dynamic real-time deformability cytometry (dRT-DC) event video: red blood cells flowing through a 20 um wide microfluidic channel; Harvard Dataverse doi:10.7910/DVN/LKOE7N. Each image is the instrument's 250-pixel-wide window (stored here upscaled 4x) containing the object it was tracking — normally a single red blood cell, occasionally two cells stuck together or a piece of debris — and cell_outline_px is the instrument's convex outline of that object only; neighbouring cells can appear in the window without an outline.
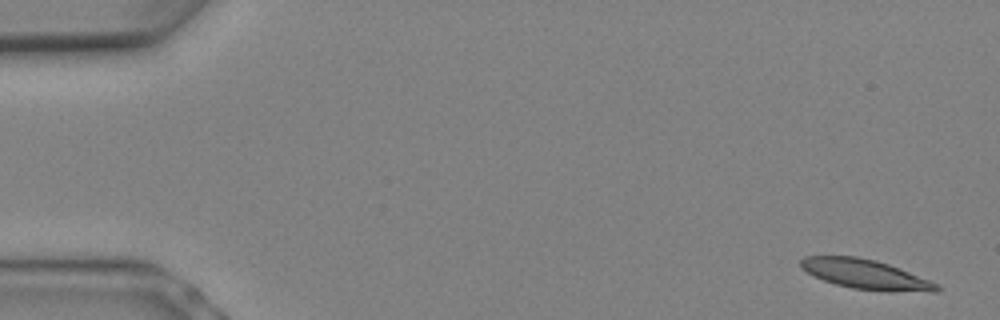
{"species": "Egyptian fruit bat (a non-hibernating species)", "species_latin": "Rousettus aegyptiacus", "temperature_condition": "warm", "stored_images_in_passage": 8, "camera_frame_rate_fps": 3000, "um_per_image_px": 0.085, "animal": {"sex": "female"}, "frame": {"image": 1, "passage_image": 1, "time_ms": 0.0, "image_size_px": [1000, 320], "cell_outline_px": [[940, 288], [936, 292], [932, 292], [852, 288], [836, 284], [824, 280], [800, 268], [800, 260], [804, 256], [856, 256], [876, 260], [888, 264], [940, 284]], "centroid_in_image_um": [73.55, 23.29], "position_along_channel_um": 11.4, "area_um2": 22.89}}
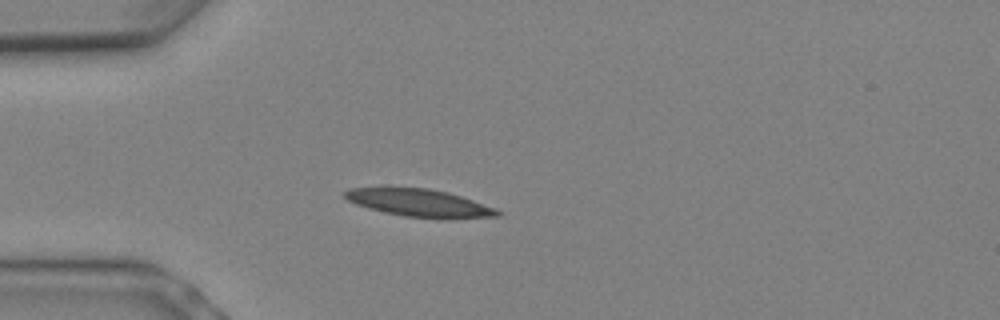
{"frame": {"image": 2, "passage_image": 6, "time_ms": 1.667, "image_size_px": [1000, 320], "cell_outline_px": [[504, 212], [500, 216], [404, 216], [368, 208], [356, 204], [348, 200], [344, 196], [344, 192], [348, 188], [428, 188], [448, 192], [496, 208]], "centroid_in_image_um": [35.58, 17.2], "position_along_channel_um": 49.4, "area_um2": 23.29}}
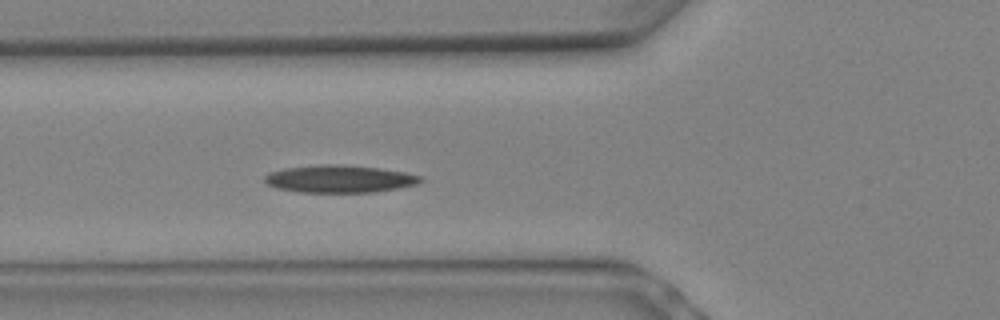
{"frame": {"image": 3, "passage_image": 8, "time_ms": 2.333, "image_size_px": [1000, 320], "cell_outline_px": [[424, 180], [416, 184], [396, 188], [372, 192], [300, 192], [276, 188], [268, 184], [264, 180], [264, 176], [268, 172], [284, 168], [320, 164], [340, 164], [380, 168], [404, 172], [420, 176]], "centroid_in_image_um": [28.81, 15.19], "position_along_channel_um": 97.0, "area_um2": 24.91}}